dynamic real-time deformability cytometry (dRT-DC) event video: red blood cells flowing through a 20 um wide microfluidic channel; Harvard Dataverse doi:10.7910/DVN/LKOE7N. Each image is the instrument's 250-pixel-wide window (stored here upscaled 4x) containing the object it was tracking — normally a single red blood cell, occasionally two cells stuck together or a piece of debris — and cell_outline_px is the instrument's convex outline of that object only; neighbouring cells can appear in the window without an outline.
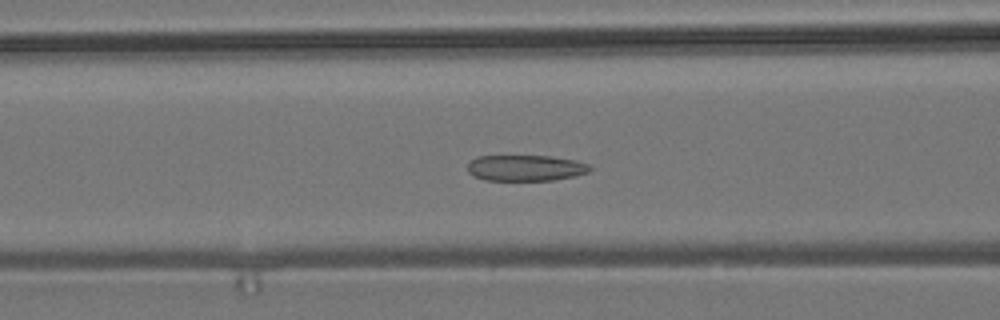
{"species": "common noctule bat (a hibernating species)", "species_latin": "Nyctalus noctula", "temperature_condition": "room temperature", "stored_images_in_passage": 50, "camera_frame_rate_fps": 3000, "um_per_image_px": 0.085, "animal": {"sex": "male", "body_mass_g": 19.2, "forearm_length_mm": 51.8}, "frame": {"image": 1, "passage_image": 17, "time_ms": 5.333, "image_size_px": [1000, 320], "cell_outline_px": [[592, 168], [588, 172], [576, 176], [552, 180], [484, 180], [472, 176], [468, 172], [468, 160], [476, 156], [552, 156], [576, 160], [588, 164]], "centroid_in_image_um": [44.64, 14.27], "position_along_channel_um": 122.0, "area_um2": 18.73}}
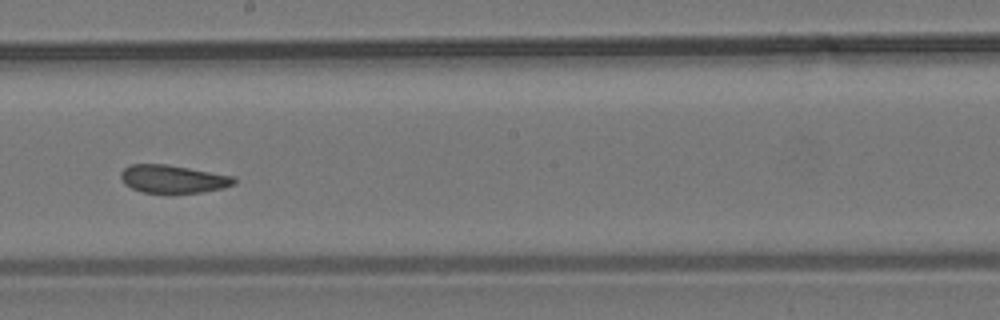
{"frame": {"image": 2, "passage_image": 26, "time_ms": 8.333, "image_size_px": [1000, 320], "cell_outline_px": [[236, 184], [224, 188], [200, 192], [140, 192], [124, 184], [120, 176], [120, 172], [128, 164], [164, 164], [236, 176]], "centroid_in_image_um": [14.71, 15.2], "position_along_channel_um": 233.5, "area_um2": 18.44}}
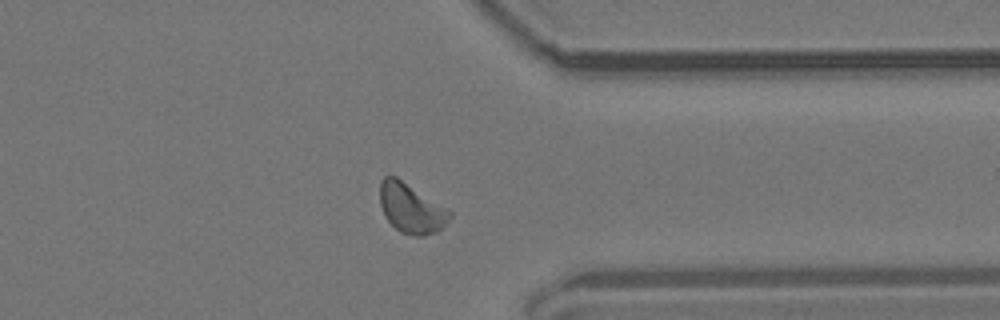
{"frame": {"image": 3, "passage_image": 38, "time_ms": 12.333, "image_size_px": [1000, 320], "cell_outline_px": [[452, 216], [436, 232], [424, 236], [416, 236], [400, 232], [384, 216], [380, 204], [380, 180], [384, 176], [396, 176], [448, 208], [452, 212]], "centroid_in_image_um": [34.94, 17.69], "position_along_channel_um": 376.5, "area_um2": 20.23}, "authors_computed_cell_mechanics": {"area_um2": 19.3919, "velocity_mm_per_s": 3.7199, "shape_relaxation_time_tau1_ms": null, "shape_relaxation_time_tau2_ms": 2.1298, "deformation_change_tau1": null, "deformation_change_tau2": 0.095}}